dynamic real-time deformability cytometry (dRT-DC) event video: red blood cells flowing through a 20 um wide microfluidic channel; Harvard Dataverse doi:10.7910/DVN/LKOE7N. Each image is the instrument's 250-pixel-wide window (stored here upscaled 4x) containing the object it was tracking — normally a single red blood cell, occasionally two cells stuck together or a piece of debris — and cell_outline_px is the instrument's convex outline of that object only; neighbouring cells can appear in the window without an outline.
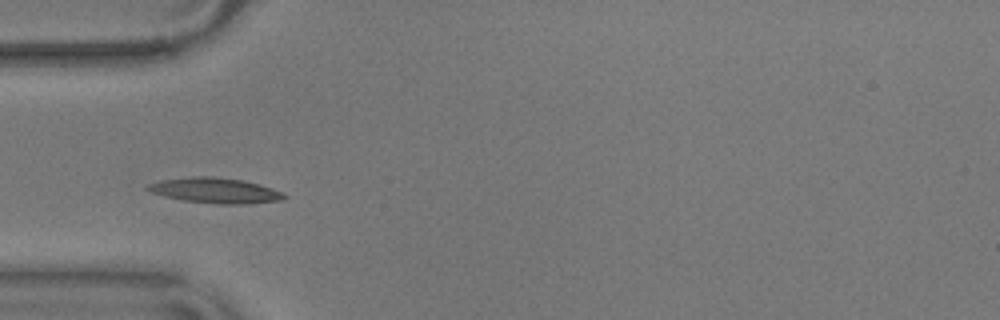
{"species": "common noctule bat (a hibernating species)", "species_latin": "Nyctalus noctula", "temperature_condition": "warm", "stored_images_in_passage": 40, "camera_frame_rate_fps": 3000, "um_per_image_px": 0.085, "animal": {"sex": "male", "body_mass_g": 17.9}, "frame": {"image": 1, "passage_image": 1, "time_ms": 0.0, "image_size_px": [1000, 320], "cell_outline_px": [[288, 196], [284, 200], [244, 204], [216, 204], [184, 200], [164, 196], [152, 192], [144, 188], [148, 184], [160, 180], [196, 176], [212, 176], [240, 180], [260, 184], [284, 192]], "centroid_in_image_um": [18.33, 16.19], "position_along_channel_um": 66.7, "area_um2": 20.17}}
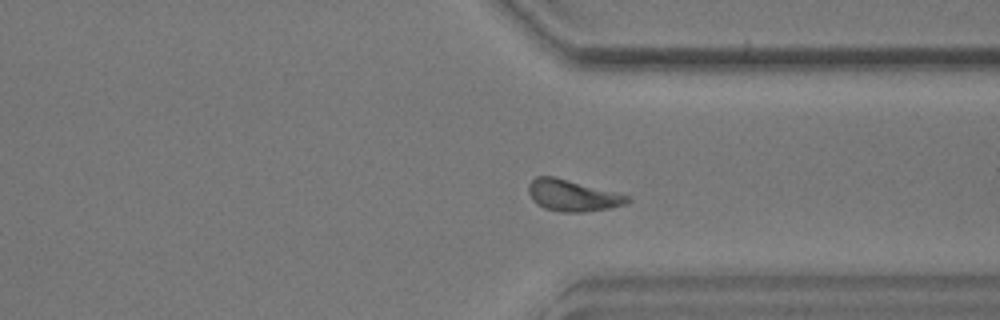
{"frame": {"image": 2, "passage_image": 26, "time_ms": 8.333, "image_size_px": [1000, 320], "cell_outline_px": [[628, 200], [624, 204], [608, 208], [584, 212], [564, 212], [544, 208], [536, 204], [532, 200], [528, 192], [528, 184], [536, 176], [556, 176], [628, 196]], "centroid_in_image_um": [48.58, 16.61], "position_along_channel_um": 362.8, "area_um2": 17.86}}
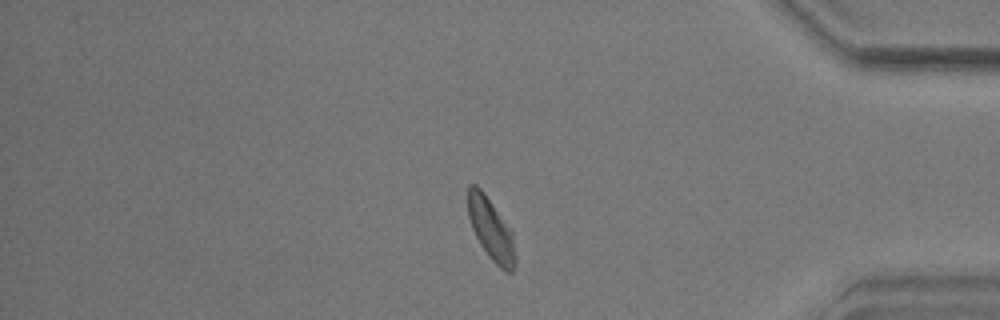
{"frame": {"image": 3, "passage_image": 31, "time_ms": 10.0, "image_size_px": [1000, 320], "cell_outline_px": [[516, 264], [512, 272], [504, 272], [488, 256], [480, 244], [472, 228], [468, 216], [468, 184], [476, 184], [484, 192], [512, 232], [516, 256]], "centroid_in_image_um": [41.74, 19.51], "position_along_channel_um": 393.5, "area_um2": 17.05}, "authors_computed_cell_mechanics": {"area_um2": 17.3978, "velocity_mm_per_s": 3.5468, "shape_relaxation_time_tau1_ms": 4.4031, "shape_relaxation_time_tau2_ms": 8.6116, "deformation_change_tau1": 0.137, "deformation_change_tau2": 0.1403}}